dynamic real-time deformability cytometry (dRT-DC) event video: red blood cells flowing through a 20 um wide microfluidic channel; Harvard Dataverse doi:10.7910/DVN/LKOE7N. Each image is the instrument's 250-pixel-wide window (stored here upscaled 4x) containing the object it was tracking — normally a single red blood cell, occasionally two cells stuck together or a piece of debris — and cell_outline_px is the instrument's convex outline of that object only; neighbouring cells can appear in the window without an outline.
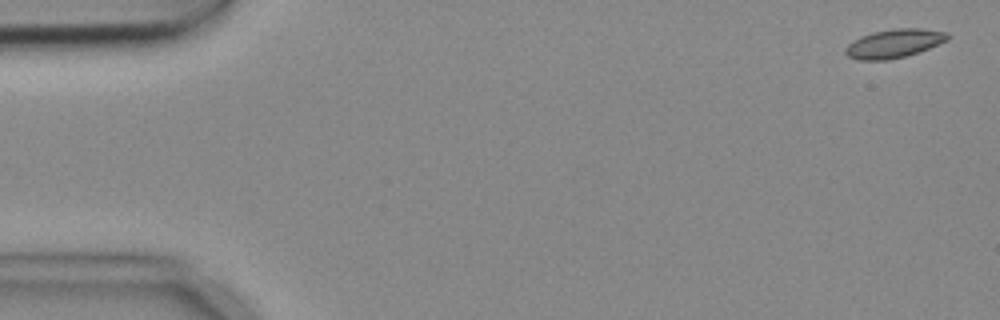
{"species": "common noctule bat (a hibernating species)", "species_latin": "Nyctalus noctula", "temperature_condition": "cold", "stored_images_in_passage": 5, "camera_frame_rate_fps": 3000, "um_per_image_px": 0.085, "animal": {"sex": "female", "body_mass_g": 18.4}, "frame": {"image": 1, "passage_image": 1, "time_ms": 0.0, "image_size_px": [1000, 320], "cell_outline_px": [[952, 36], [948, 40], [920, 52], [888, 60], [856, 60], [848, 56], [844, 52], [844, 48], [852, 40], [860, 36], [872, 32], [896, 28], [920, 28], [948, 32]], "centroid_in_image_um": [76.0, 3.69], "position_along_channel_um": 9.0, "area_um2": 17.34}}